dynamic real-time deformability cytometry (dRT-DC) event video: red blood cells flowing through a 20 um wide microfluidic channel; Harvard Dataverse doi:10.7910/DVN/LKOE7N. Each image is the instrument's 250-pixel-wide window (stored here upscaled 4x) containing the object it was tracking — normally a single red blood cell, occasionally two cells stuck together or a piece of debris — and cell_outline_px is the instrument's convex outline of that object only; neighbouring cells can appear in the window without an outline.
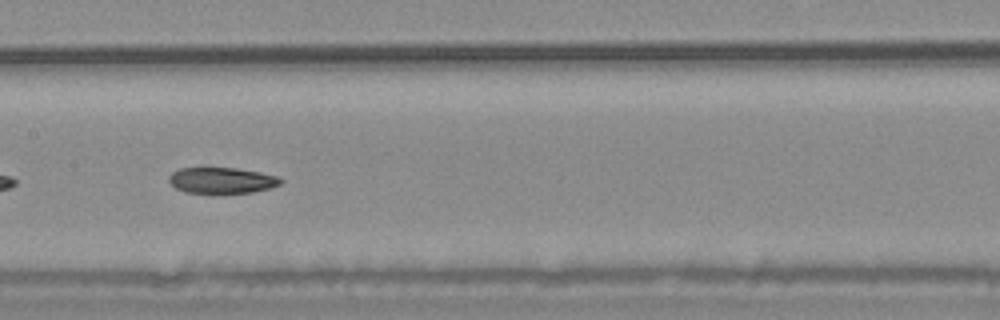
{"species": "common noctule bat (a hibernating species)", "species_latin": "Nyctalus noctula", "temperature_condition": "warm", "stored_images_in_passage": 39, "camera_frame_rate_fps": 3000, "um_per_image_px": 0.085, "animal": {"sex": "male", "body_mass_g": 20.4}, "frame": {"image": 1, "passage_image": 12, "time_ms": 3.667, "image_size_px": [1000, 320], "cell_outline_px": [[284, 180], [280, 184], [268, 188], [252, 192], [220, 196], [212, 196], [184, 192], [176, 188], [168, 180], [168, 176], [172, 172], [180, 168], [236, 168], [260, 172], [280, 176]], "centroid_in_image_um": [18.84, 15.38], "position_along_channel_um": 188.6, "area_um2": 17.8}, "authors_computed_cell_mechanics": {"area_um2": 18.3804, "velocity_mm_per_s": 3.7043, "shape_relaxation_time_tau1_ms": null, "shape_relaxation_time_tau2_ms": 2.4448, "deformation_change_tau1": null, "deformation_change_tau2": 0.0829}}